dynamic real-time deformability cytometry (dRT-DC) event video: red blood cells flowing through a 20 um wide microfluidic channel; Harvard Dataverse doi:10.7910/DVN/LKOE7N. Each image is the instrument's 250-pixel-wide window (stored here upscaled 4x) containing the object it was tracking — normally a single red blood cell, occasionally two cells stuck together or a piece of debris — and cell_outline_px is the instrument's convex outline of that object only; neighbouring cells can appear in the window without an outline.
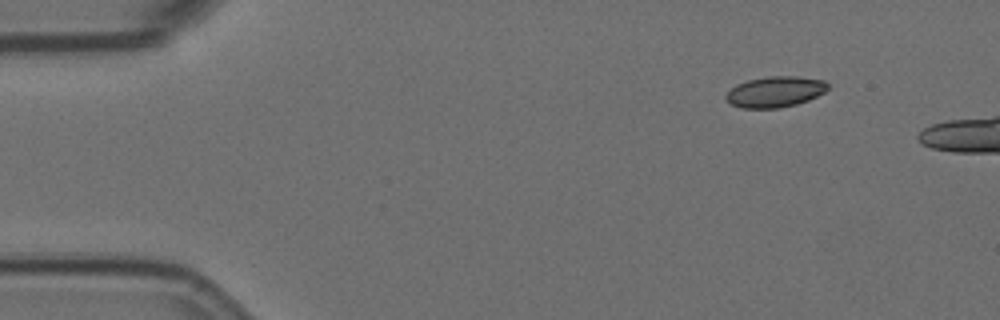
{"species": "Egyptian fruit bat (a non-hibernating species)", "species_latin": "Rousettus aegyptiacus", "temperature_condition": "room temperature", "stored_images_in_passage": 5, "camera_frame_rate_fps": 3000, "um_per_image_px": 0.085, "animal": {"sex": "female"}, "frame": {"image": 1, "passage_image": 1, "time_ms": 0.0, "image_size_px": [1000, 320], "cell_outline_px": [[828, 88], [824, 92], [808, 100], [796, 104], [780, 108], [740, 108], [724, 100], [724, 96], [736, 84], [748, 80], [772, 76], [796, 76], [824, 80], [828, 84]], "centroid_in_image_um": [65.86, 7.81], "position_along_channel_um": 19.1, "area_um2": 18.26}}
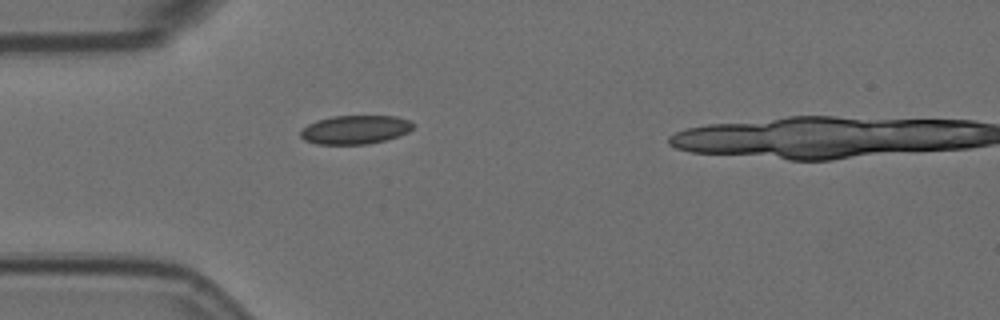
{"frame": {"image": 2, "passage_image": 4, "time_ms": 1.0, "image_size_px": [1000, 320], "cell_outline_px": [[416, 124], [408, 132], [384, 140], [368, 144], [316, 144], [304, 140], [300, 136], [300, 132], [308, 124], [316, 120], [332, 116], [396, 116], [408, 120]], "centroid_in_image_um": [30.17, 11.01], "position_along_channel_um": 54.8, "area_um2": 18.79}}